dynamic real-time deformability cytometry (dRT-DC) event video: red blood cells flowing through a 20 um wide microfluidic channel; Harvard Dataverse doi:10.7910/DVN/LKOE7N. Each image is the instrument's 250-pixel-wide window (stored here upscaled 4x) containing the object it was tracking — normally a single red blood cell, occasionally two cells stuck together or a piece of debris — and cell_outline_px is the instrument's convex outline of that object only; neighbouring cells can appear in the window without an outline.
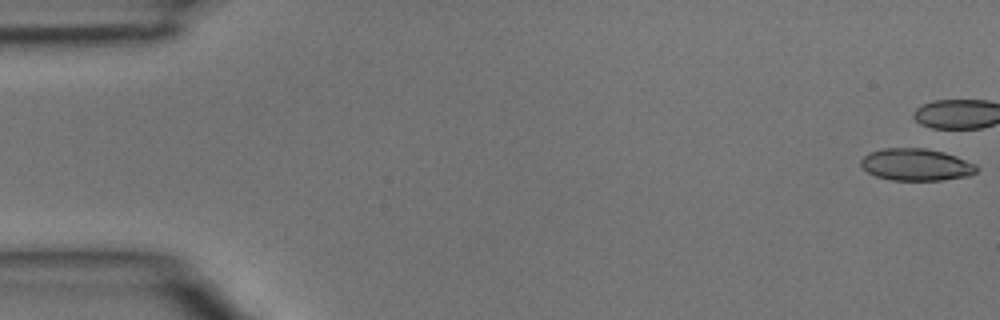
{"species": "common noctule bat (a hibernating species)", "species_latin": "Nyctalus noctula", "temperature_condition": "room temperature", "stored_images_in_passage": 35, "camera_frame_rate_fps": 3000, "um_per_image_px": 0.085, "animal": {"sex": "male", "body_mass_g": 15.6}, "frame": {"image": 1, "passage_image": 1, "time_ms": 0.0, "image_size_px": [1000, 320], "cell_outline_px": [[980, 168], [976, 172], [968, 176], [944, 180], [892, 180], [876, 176], [868, 172], [860, 164], [860, 160], [868, 152], [884, 148], [924, 148], [944, 152], [956, 156], [976, 164]], "centroid_in_image_um": [77.89, 13.99], "position_along_channel_um": 7.1, "area_um2": 21.73}}